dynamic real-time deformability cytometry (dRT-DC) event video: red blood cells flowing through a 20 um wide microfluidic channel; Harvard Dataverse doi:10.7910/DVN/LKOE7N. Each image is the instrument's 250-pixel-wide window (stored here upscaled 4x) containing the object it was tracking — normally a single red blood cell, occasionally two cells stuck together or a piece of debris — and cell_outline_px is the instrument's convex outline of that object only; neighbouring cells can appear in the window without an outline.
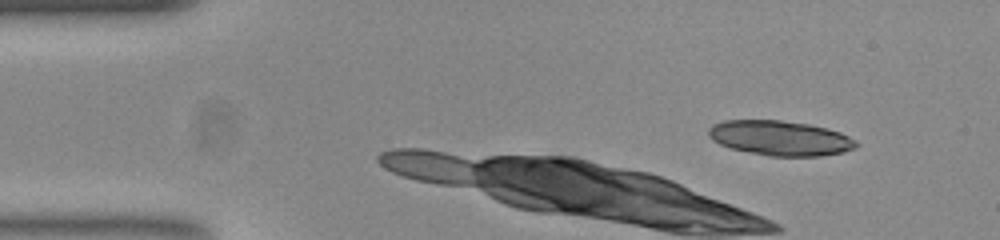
{"species": "common noctule bat (a hibernating species)", "species_latin": "Nyctalus noctula", "temperature_condition": "room temperature", "stored_images_in_passage": 34, "camera_frame_rate_fps": 3000, "um_per_image_px": 0.085, "animal": {"sex": "female", "body_mass_g": 23.0, "forearm_length_mm": 53.4}, "frame": {"image": 1, "passage_image": 1, "time_ms": 0.0, "image_size_px": [1000, 240], "cell_outline_px": [[860, 144], [856, 148], [844, 152], [820, 156], [768, 156], [728, 148], [712, 140], [708, 136], [708, 128], [712, 124], [724, 120], [780, 120], [808, 124], [840, 132], [856, 140]], "centroid_in_image_um": [66.29, 11.74], "position_along_channel_um": 18.7, "area_um2": 30.23}}
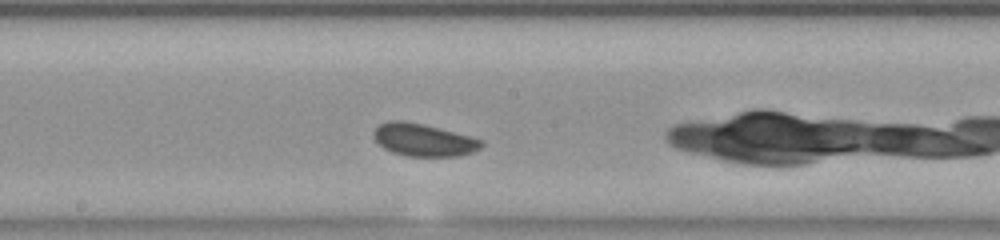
{"frame": {"image": 2, "passage_image": 15, "time_ms": 4.667, "image_size_px": [1000, 240], "cell_outline_px": [[484, 144], [480, 148], [472, 152], [456, 156], [408, 156], [392, 152], [384, 148], [376, 140], [372, 132], [380, 124], [388, 120], [404, 120], [484, 140]], "centroid_in_image_um": [35.98, 11.9], "position_along_channel_um": 212.2, "area_um2": 20.06}}
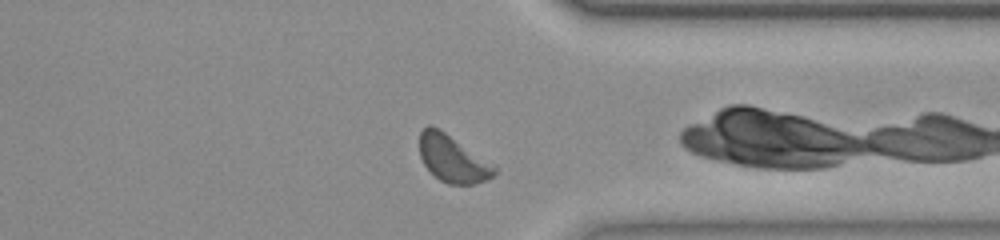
{"frame": {"image": 3, "passage_image": 28, "time_ms": 9.0, "image_size_px": [1000, 240], "cell_outline_px": [[496, 172], [492, 176], [484, 180], [472, 184], [448, 184], [440, 180], [424, 164], [420, 156], [420, 132], [428, 124], [432, 124], [440, 128], [496, 164]], "centroid_in_image_um": [38.5, 13.45], "position_along_channel_um": 372.9, "area_um2": 20.69}}